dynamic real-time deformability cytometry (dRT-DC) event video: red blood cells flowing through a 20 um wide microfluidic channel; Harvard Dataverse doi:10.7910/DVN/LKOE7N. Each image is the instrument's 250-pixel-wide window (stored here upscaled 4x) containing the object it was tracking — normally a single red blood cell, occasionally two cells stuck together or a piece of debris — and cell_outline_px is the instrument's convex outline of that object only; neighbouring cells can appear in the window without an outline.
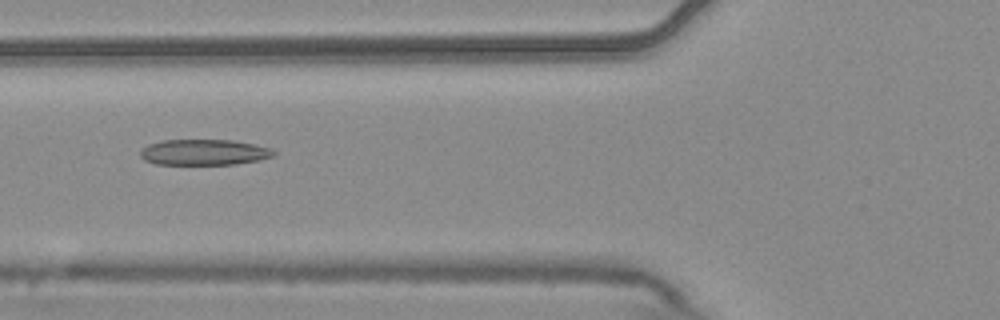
{"species": "common noctule bat (a hibernating species)", "species_latin": "Nyctalus noctula", "temperature_condition": "warm", "stored_images_in_passage": 9, "camera_frame_rate_fps": 3000, "um_per_image_px": 0.085, "animal": {"sex": "male", "body_mass_g": 20.4}, "frame": {"image": 1, "passage_image": 4, "time_ms": 1.0, "image_size_px": [1000, 320], "cell_outline_px": [[276, 152], [272, 156], [260, 160], [236, 164], [156, 164], [144, 160], [140, 156], [140, 152], [148, 144], [160, 140], [236, 140], [272, 148]], "centroid_in_image_um": [17.36, 12.93], "position_along_channel_um": 108.4, "area_um2": 20.11}}
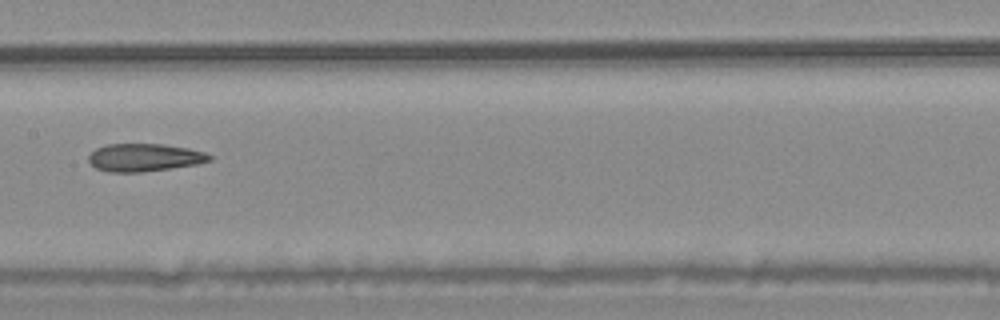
{"frame": {"image": 2, "passage_image": 6, "time_ms": 1.667, "image_size_px": [1000, 320], "cell_outline_px": [[212, 160], [196, 164], [140, 172], [108, 172], [96, 168], [88, 160], [88, 156], [96, 148], [108, 144], [164, 144], [188, 148], [204, 152], [212, 156]], "centroid_in_image_um": [12.26, 13.38], "position_along_channel_um": 195.1, "area_um2": 19.42}}
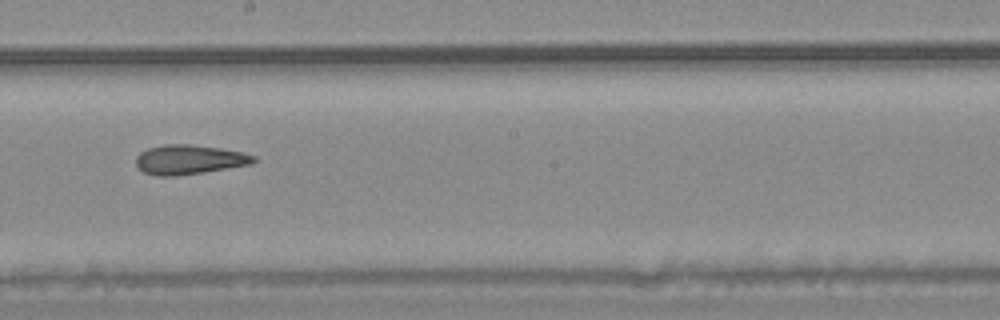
{"frame": {"image": 3, "passage_image": 7, "time_ms": 2.0, "image_size_px": [1000, 320], "cell_outline_px": [[256, 160], [252, 164], [204, 172], [176, 176], [156, 176], [144, 172], [136, 164], [136, 156], [140, 152], [148, 148], [164, 144], [188, 144], [220, 148], [244, 152], [256, 156]], "centroid_in_image_um": [16.09, 13.56], "position_along_channel_um": 232.1, "area_um2": 20.29}}